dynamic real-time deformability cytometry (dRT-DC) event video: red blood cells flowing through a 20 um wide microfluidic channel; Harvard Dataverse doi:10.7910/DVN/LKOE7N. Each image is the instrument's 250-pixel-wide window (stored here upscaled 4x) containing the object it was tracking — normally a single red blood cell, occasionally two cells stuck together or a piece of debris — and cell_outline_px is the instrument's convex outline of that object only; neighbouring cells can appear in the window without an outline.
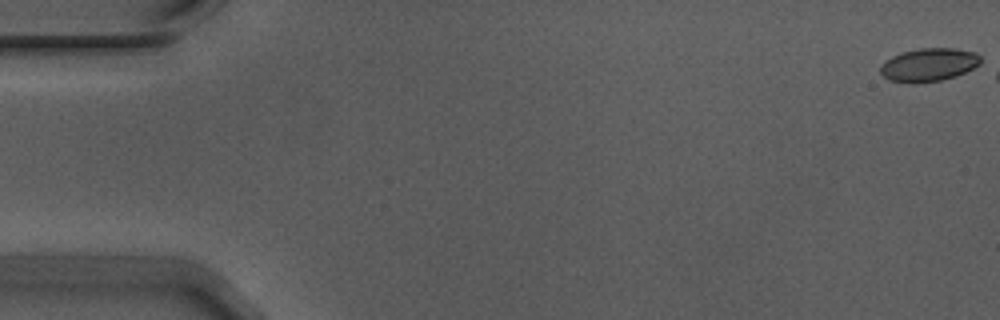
{"species": "Egyptian fruit bat (a non-hibernating species)", "species_latin": "Rousettus aegyptiacus", "temperature_condition": "warm", "stored_images_in_passage": 7, "camera_frame_rate_fps": 3000, "um_per_image_px": 0.085, "animal": {"sex": "male"}, "frame": {"image": 1, "passage_image": 1, "time_ms": 0.0, "image_size_px": [1000, 320], "cell_outline_px": [[980, 64], [956, 76], [940, 80], [888, 80], [880, 72], [880, 64], [892, 56], [904, 52], [920, 48], [952, 48], [976, 52], [980, 56]], "centroid_in_image_um": [78.97, 5.45], "position_along_channel_um": 6.0, "area_um2": 18.61}}